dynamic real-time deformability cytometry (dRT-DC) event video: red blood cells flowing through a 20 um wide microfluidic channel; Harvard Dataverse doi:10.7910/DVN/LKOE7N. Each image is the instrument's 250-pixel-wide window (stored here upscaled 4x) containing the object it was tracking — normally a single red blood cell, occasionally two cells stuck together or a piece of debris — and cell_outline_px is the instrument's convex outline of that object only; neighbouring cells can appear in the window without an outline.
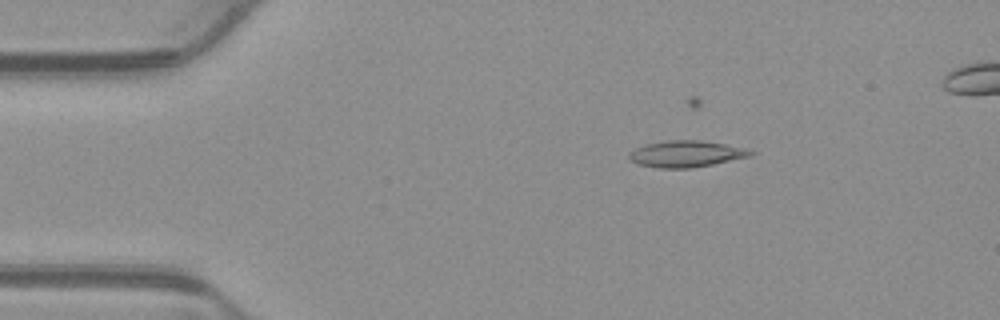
{"species": "common noctule bat (a hibernating species)", "species_latin": "Nyctalus noctula", "temperature_condition": "warm", "stored_images_in_passage": 29, "camera_frame_rate_fps": 3000, "um_per_image_px": 0.085, "animal": {"sex": "male", "body_mass_g": 23.1, "forearm_length_mm": 52.7}, "frame": {"image": 1, "passage_image": 12, "time_ms": 3.667, "image_size_px": [1000, 320], "cell_outline_px": [[756, 152], [748, 156], [712, 164], [692, 168], [660, 168], [636, 164], [628, 156], [628, 152], [636, 148], [648, 144], [668, 140], [700, 140], [748, 148]], "centroid_in_image_um": [58.31, 13.08], "position_along_channel_um": 26.7, "area_um2": 18.55}}
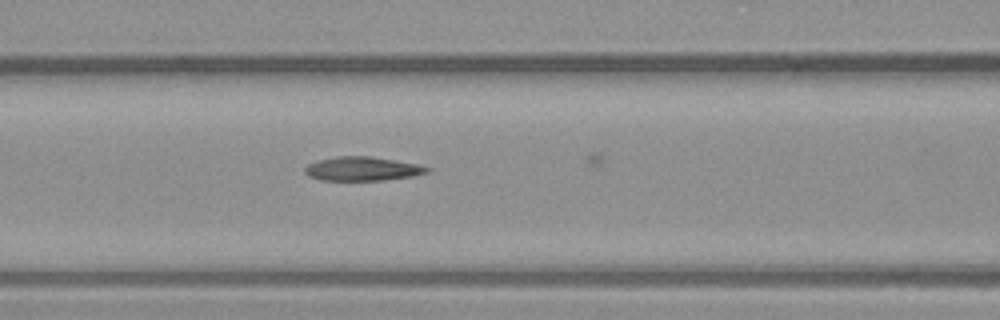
{"frame": {"image": 2, "passage_image": 25, "time_ms": 8.0, "image_size_px": [1000, 320], "cell_outline_px": [[432, 168], [428, 172], [412, 176], [384, 180], [320, 180], [308, 176], [304, 172], [304, 168], [308, 164], [316, 160], [336, 156], [372, 156], [420, 164]], "centroid_in_image_um": [30.8, 14.34], "position_along_channel_um": 135.8, "area_um2": 17.28}}
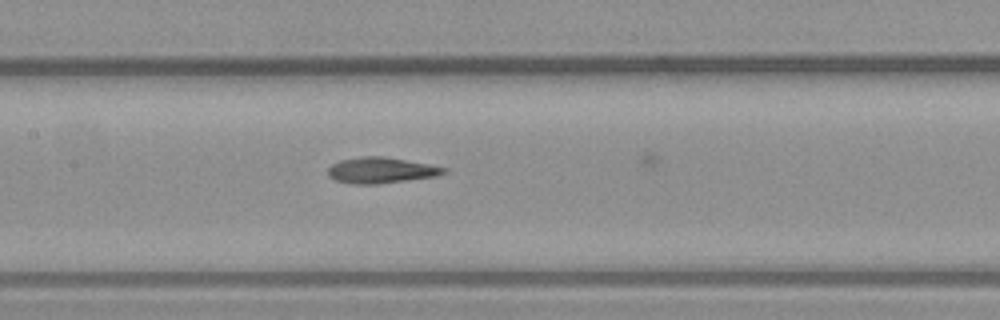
{"frame": {"image": 3, "passage_image": 28, "time_ms": 9.0, "image_size_px": [1000, 320], "cell_outline_px": [[448, 172], [440, 176], [380, 184], [352, 184], [336, 180], [328, 176], [328, 168], [332, 164], [340, 160], [364, 156], [384, 156], [428, 164], [448, 168]], "centroid_in_image_um": [32.43, 14.48], "position_along_channel_um": 175.0, "area_um2": 17.69}}